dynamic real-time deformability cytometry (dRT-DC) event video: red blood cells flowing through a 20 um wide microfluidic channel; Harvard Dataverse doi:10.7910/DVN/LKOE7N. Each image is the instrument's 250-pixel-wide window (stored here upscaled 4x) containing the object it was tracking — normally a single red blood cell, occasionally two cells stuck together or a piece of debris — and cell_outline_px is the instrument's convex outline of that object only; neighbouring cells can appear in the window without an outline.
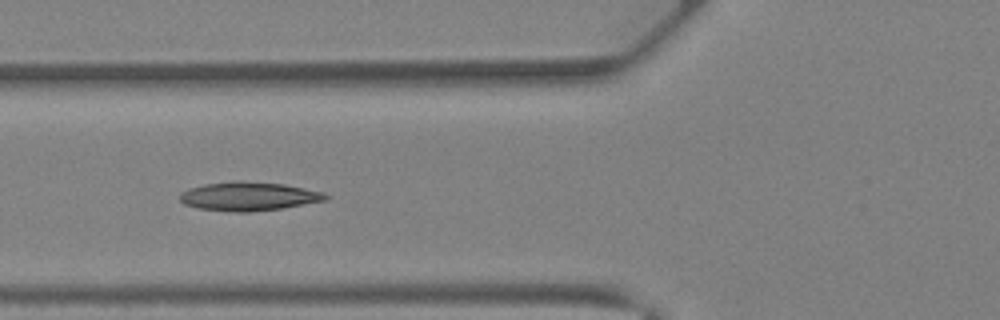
{"species": "Egyptian fruit bat (a non-hibernating species)", "species_latin": "Rousettus aegyptiacus", "temperature_condition": "warm", "stored_images_in_passage": 11, "camera_frame_rate_fps": 3000, "um_per_image_px": 0.085, "animal": {"sex": "female"}, "frame": {"image": 1, "passage_image": 4, "time_ms": 1.0, "image_size_px": [1000, 320], "cell_outline_px": [[332, 196], [328, 200], [280, 208], [248, 212], [236, 212], [196, 208], [184, 204], [180, 200], [180, 192], [188, 188], [204, 184], [232, 180], [240, 180], [284, 184], [324, 192]], "centroid_in_image_um": [21.13, 16.67], "position_along_channel_um": 104.7, "area_um2": 24.68}}
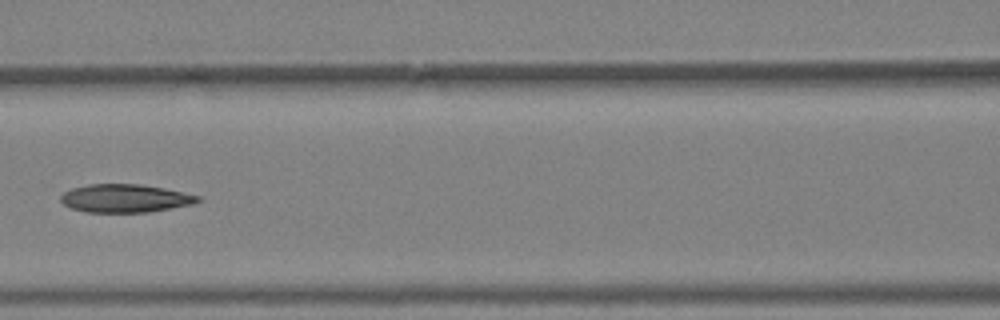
{"frame": {"image": 2, "passage_image": 7, "time_ms": 2.0, "image_size_px": [1000, 320], "cell_outline_px": [[200, 200], [192, 204], [148, 212], [84, 212], [72, 208], [64, 204], [60, 200], [60, 196], [64, 192], [72, 188], [88, 184], [140, 184], [164, 188], [184, 192], [200, 196]], "centroid_in_image_um": [10.62, 16.85], "position_along_channel_um": 156.0, "area_um2": 22.43}}